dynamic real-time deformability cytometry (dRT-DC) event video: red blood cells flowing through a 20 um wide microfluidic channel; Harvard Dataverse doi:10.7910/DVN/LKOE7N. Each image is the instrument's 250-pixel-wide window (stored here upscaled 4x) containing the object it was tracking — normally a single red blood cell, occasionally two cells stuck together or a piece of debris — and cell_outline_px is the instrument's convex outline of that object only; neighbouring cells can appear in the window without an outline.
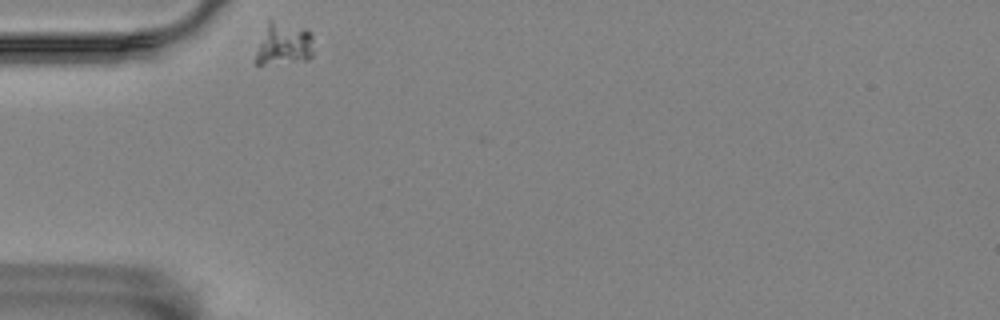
{"species": "Egyptian fruit bat (a non-hibernating species)", "species_latin": "Rousettus aegyptiacus", "temperature_condition": "room temperature", "stored_images_in_passage": 4, "camera_frame_rate_fps": 3000, "um_per_image_px": 0.085, "animal": {"sex": "female"}, "frame": {"image": 1, "passage_image": 1, "time_ms": 0.0, "image_size_px": [1000, 320], "cell_outline_px": [[312, 56], [308, 60], [264, 64], [256, 64], [256, 52], [268, 20], [272, 20], [304, 28], [312, 36]], "centroid_in_image_um": [24.12, 3.74], "position_along_channel_um": 60.9, "area_um2": 13.99}}
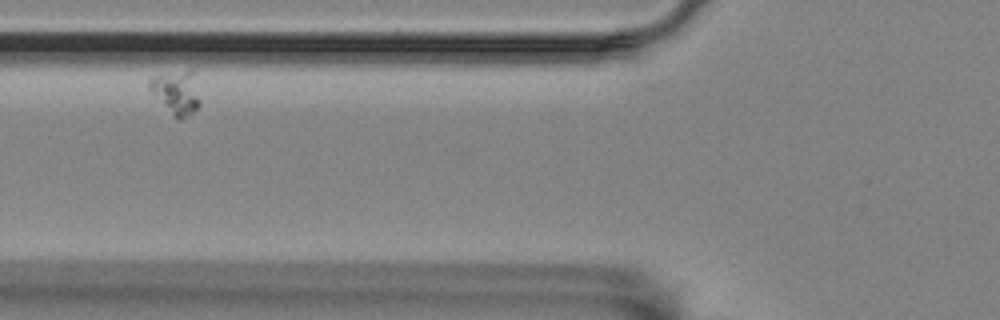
{"frame": {"image": 2, "passage_image": 2, "time_ms": 2.0, "image_size_px": [1000, 320], "cell_outline_px": [[200, 104], [192, 112], [180, 120], [176, 120], [172, 116], [148, 88], [148, 80], [152, 76], [192, 68], [200, 100]], "centroid_in_image_um": [14.98, 7.84], "position_along_channel_um": 110.8, "area_um2": 12.95}}
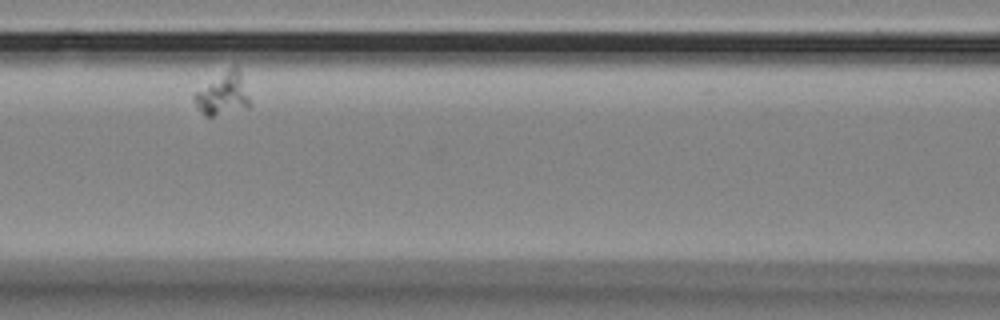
{"frame": {"image": 3, "passage_image": 3, "time_ms": 3.333, "image_size_px": [1000, 320], "cell_outline_px": [[252, 104], [248, 108], [212, 116], [204, 116], [196, 108], [192, 100], [192, 96], [196, 92], [232, 64], [236, 64], [240, 72]], "centroid_in_image_um": [18.95, 7.99], "position_along_channel_um": 147.6, "area_um2": 13.93}}